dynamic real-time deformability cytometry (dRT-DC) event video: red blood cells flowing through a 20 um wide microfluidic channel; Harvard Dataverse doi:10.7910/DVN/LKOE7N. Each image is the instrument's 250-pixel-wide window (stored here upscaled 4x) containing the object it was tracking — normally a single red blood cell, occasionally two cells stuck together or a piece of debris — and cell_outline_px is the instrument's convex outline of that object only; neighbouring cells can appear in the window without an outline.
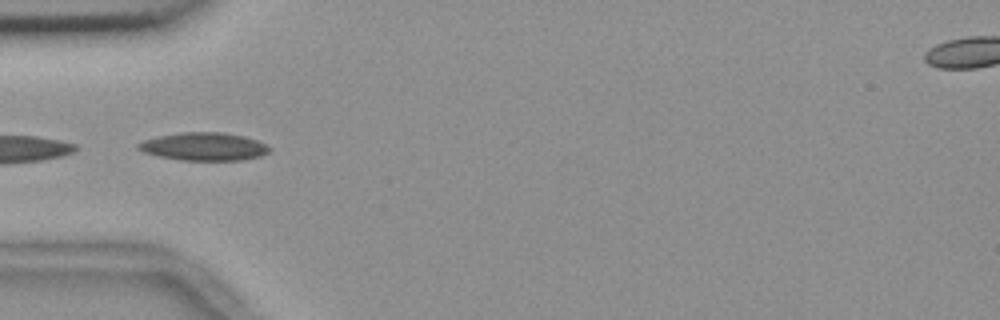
{"species": "common noctule bat (a hibernating species)", "species_latin": "Nyctalus noctula", "temperature_condition": "room temperature", "stored_images_in_passage": 10, "camera_frame_rate_fps": 3000, "um_per_image_px": 0.085, "animal": {"sex": "female", "body_mass_g": 18.4}, "frame": {"image": 1, "passage_image": 6, "time_ms": 1.667, "image_size_px": [1000, 320], "cell_outline_px": [[272, 148], [268, 152], [260, 156], [240, 160], [180, 160], [160, 156], [144, 152], [136, 148], [136, 144], [144, 140], [160, 136], [180, 132], [224, 132], [244, 136], [256, 140]], "centroid_in_image_um": [17.33, 12.45], "position_along_channel_um": 67.7, "area_um2": 21.27}}